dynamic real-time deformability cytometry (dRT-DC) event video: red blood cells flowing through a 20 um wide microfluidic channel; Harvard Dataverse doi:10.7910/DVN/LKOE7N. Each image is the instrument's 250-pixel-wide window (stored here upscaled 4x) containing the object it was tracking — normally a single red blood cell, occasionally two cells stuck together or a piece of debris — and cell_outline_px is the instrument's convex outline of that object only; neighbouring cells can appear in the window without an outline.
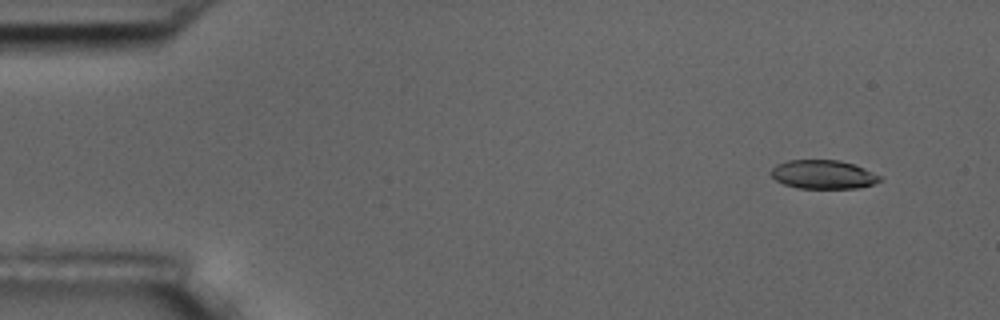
{"species": "common noctule bat (a hibernating species)", "species_latin": "Nyctalus noctula", "temperature_condition": "room temperature", "stored_images_in_passage": 5, "segment_of_instrument_passage": [1, 2], "camera_frame_rate_fps": 3000, "um_per_image_px": 0.085, "animal": {"sex": "male", "body_mass_g": 17.5, "forearm_length_mm": 52.3}, "frame": {"image": 1, "passage_image": 1, "time_ms": 0.0, "image_size_px": [1000, 320], "cell_outline_px": [[880, 180], [872, 184], [860, 188], [796, 188], [784, 184], [776, 180], [768, 172], [776, 164], [788, 160], [840, 160], [864, 168], [880, 176]], "centroid_in_image_um": [69.92, 14.83], "position_along_channel_um": 15.1, "area_um2": 18.21}}